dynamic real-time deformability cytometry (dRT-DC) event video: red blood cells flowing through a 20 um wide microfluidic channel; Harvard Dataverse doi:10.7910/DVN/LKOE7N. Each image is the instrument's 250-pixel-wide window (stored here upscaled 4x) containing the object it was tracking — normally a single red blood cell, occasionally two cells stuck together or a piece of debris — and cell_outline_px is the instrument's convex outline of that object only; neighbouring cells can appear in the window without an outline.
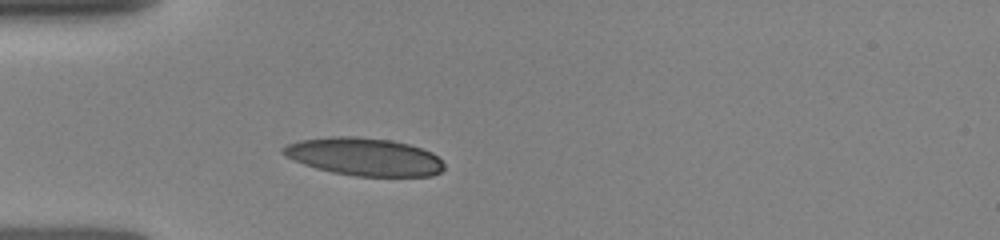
{"species": "human", "species_latin": "Homo sapiens", "temperature_condition": "room temperature", "stored_images_in_passage": 4, "camera_frame_rate_fps": 3000, "um_per_image_px": 0.085, "donor": {"sex": "female"}, "frame": {"image": 1, "passage_image": 1, "time_ms": 0.0, "image_size_px": [1000, 240], "cell_outline_px": [[444, 168], [440, 172], [432, 176], [356, 176], [332, 172], [316, 168], [304, 164], [284, 156], [280, 152], [280, 148], [288, 144], [300, 140], [332, 136], [352, 136], [392, 140], [408, 144], [432, 152], [444, 164]], "centroid_in_image_um": [30.93, 13.32], "position_along_channel_um": 54.1, "area_um2": 35.43}}